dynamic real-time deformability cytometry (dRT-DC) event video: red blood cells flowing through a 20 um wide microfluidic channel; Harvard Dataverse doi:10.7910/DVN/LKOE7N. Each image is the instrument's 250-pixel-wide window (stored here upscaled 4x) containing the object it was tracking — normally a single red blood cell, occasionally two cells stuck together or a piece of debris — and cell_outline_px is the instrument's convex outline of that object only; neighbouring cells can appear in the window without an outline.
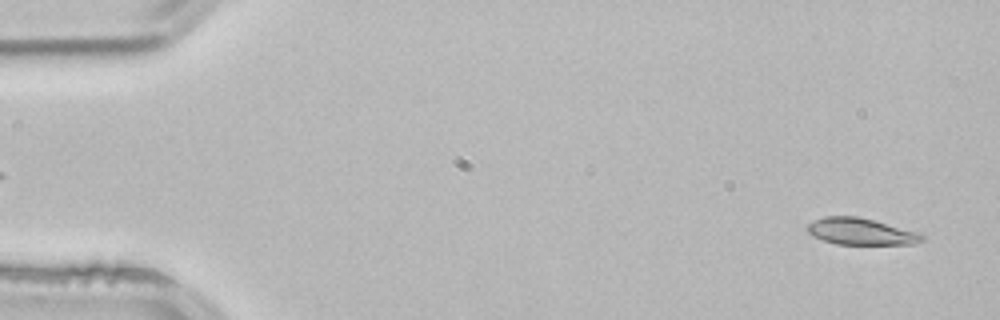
{"species": "common noctule bat (a hibernating species)", "species_latin": "Nyctalus noctula", "temperature_condition": "room temperature", "stored_images_in_passage": 52, "camera_frame_rate_fps": 3000, "um_per_image_px": 0.085, "animal": {"sex": "male", "body_mass_g": 21.5, "forearm_length_mm": 52.0}, "frame": {"image": 1, "passage_image": 2, "time_ms": 0.333, "image_size_px": [1000, 320], "cell_outline_px": [[924, 240], [912, 244], [836, 244], [812, 236], [808, 232], [808, 224], [812, 220], [824, 216], [856, 216], [924, 232]], "centroid_in_image_um": [73.22, 19.67], "position_along_channel_um": 11.8, "area_um2": 18.03}}
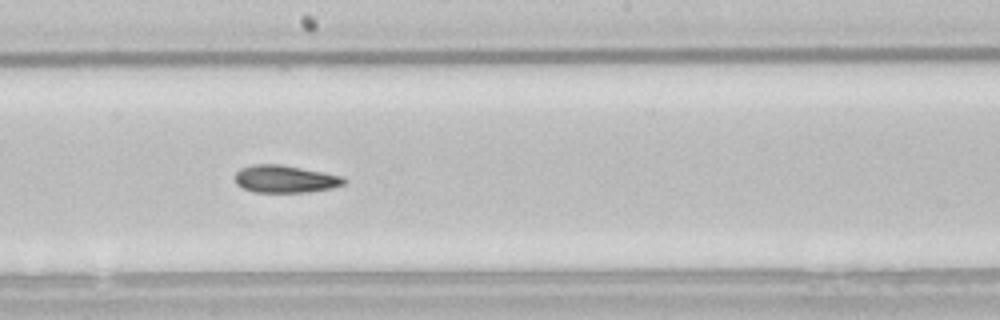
{"frame": {"image": 2, "passage_image": 28, "time_ms": 9.0, "image_size_px": [1000, 320], "cell_outline_px": [[348, 180], [344, 184], [332, 188], [308, 192], [256, 192], [244, 188], [236, 184], [236, 172], [240, 168], [256, 164], [280, 164], [344, 176]], "centroid_in_image_um": [24.27, 15.21], "position_along_channel_um": 223.9, "area_um2": 17.4}}
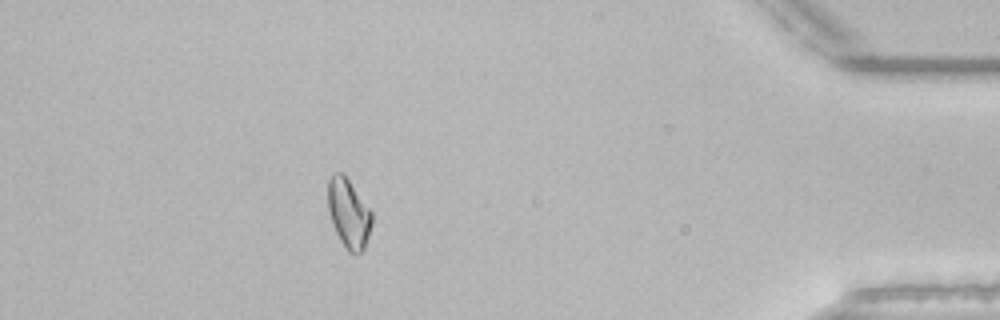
{"frame": {"image": 3, "passage_image": 46, "time_ms": 15.0, "image_size_px": [1000, 320], "cell_outline_px": [[372, 224], [364, 248], [360, 252], [348, 252], [340, 240], [332, 224], [328, 212], [328, 180], [332, 172], [340, 172], [348, 180], [372, 212]], "centroid_in_image_um": [29.61, 18.13], "position_along_channel_um": 405.6, "area_um2": 17.46}, "authors_computed_cell_mechanics": {"area_um2": 17.8602, "velocity_mm_per_s": 3.8798, "shape_relaxation_time_tau1_ms": 4.5831, "shape_relaxation_time_tau2_ms": 4.5954, "deformation_change_tau1": 0.119, "deformation_change_tau2": 0.1057}}